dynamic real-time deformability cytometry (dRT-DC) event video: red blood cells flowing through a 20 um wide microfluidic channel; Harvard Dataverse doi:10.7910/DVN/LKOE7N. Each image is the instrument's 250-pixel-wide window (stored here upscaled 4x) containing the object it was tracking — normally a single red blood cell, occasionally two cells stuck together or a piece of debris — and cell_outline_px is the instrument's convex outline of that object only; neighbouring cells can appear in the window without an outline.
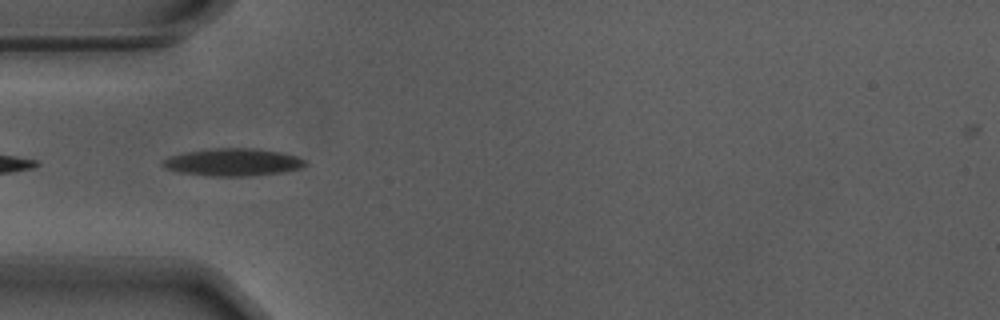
{"species": "Egyptian fruit bat (a non-hibernating species)", "species_latin": "Rousettus aegyptiacus", "temperature_condition": "warm", "stored_images_in_passage": 25, "camera_frame_rate_fps": 3000, "um_per_image_px": 0.085, "animal": {"sex": "male"}, "frame": {"image": 1, "passage_image": 1, "time_ms": 0.0, "image_size_px": [1000, 320], "cell_outline_px": [[308, 164], [300, 168], [284, 172], [252, 176], [212, 176], [180, 172], [164, 168], [160, 164], [168, 156], [184, 152], [212, 148], [252, 148], [280, 152], [296, 156], [304, 160]], "centroid_in_image_um": [19.78, 13.79], "position_along_channel_um": 65.2, "area_um2": 22.89}}
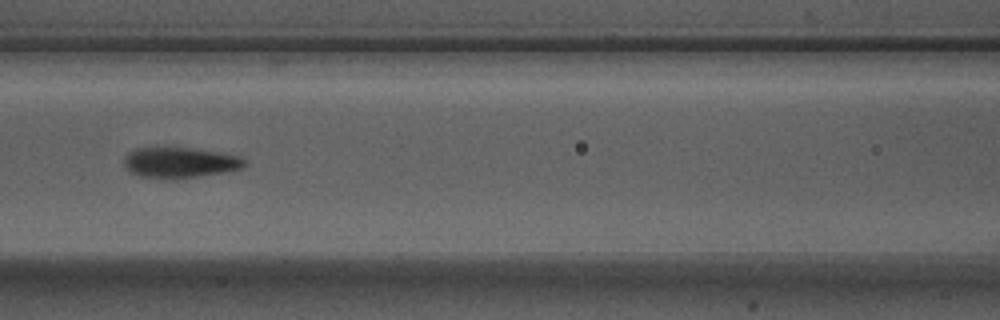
{"frame": {"image": 2, "passage_image": 8, "time_ms": 2.333, "image_size_px": [1000, 320], "cell_outline_px": [[248, 164], [244, 168], [224, 172], [176, 180], [160, 180], [140, 176], [132, 172], [124, 164], [124, 156], [128, 152], [136, 148], [188, 148], [240, 156]], "centroid_in_image_um": [15.28, 13.85], "position_along_channel_um": 151.3, "area_um2": 21.62}}
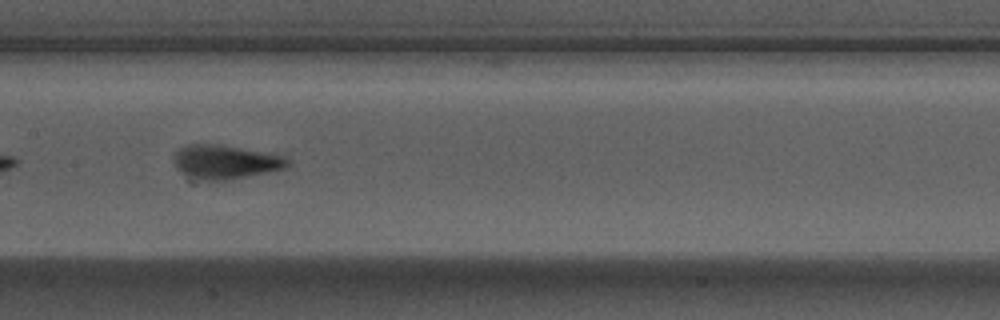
{"frame": {"image": 3, "passage_image": 11, "time_ms": 3.333, "image_size_px": [1000, 320], "cell_outline_px": [[292, 164], [288, 168], [228, 180], [200, 180], [180, 172], [176, 168], [176, 152], [180, 148], [188, 144], [208, 144], [236, 148], [260, 152], [280, 156], [288, 160]], "centroid_in_image_um": [19.16, 13.79], "position_along_channel_um": 188.2, "area_um2": 21.79}}